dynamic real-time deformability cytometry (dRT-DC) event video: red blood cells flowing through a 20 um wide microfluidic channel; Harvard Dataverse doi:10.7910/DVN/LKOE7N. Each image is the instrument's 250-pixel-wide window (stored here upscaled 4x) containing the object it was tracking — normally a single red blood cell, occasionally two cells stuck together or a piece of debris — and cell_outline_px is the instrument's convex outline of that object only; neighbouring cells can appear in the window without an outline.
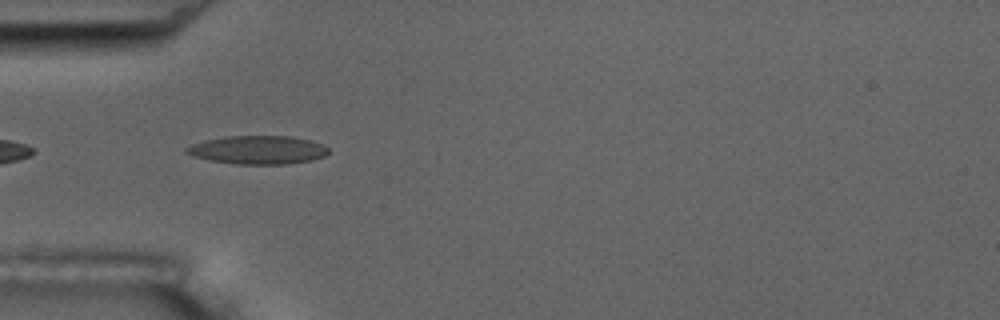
{"species": "common noctule bat (a hibernating species)", "species_latin": "Nyctalus noctula", "temperature_condition": "room temperature", "stored_images_in_passage": 10, "camera_frame_rate_fps": 3000, "um_per_image_px": 0.085, "animal": {"sex": "male", "body_mass_g": 17.5, "forearm_length_mm": 52.3}, "frame": {"image": 1, "passage_image": 5, "time_ms": 4.667, "image_size_px": [1000, 320], "cell_outline_px": [[328, 152], [324, 156], [312, 160], [288, 164], [236, 164], [212, 160], [192, 156], [184, 152], [184, 148], [192, 144], [204, 140], [228, 136], [292, 136], [312, 140], [328, 148]], "centroid_in_image_um": [21.91, 12.74], "position_along_channel_um": 63.1, "area_um2": 23.52}}